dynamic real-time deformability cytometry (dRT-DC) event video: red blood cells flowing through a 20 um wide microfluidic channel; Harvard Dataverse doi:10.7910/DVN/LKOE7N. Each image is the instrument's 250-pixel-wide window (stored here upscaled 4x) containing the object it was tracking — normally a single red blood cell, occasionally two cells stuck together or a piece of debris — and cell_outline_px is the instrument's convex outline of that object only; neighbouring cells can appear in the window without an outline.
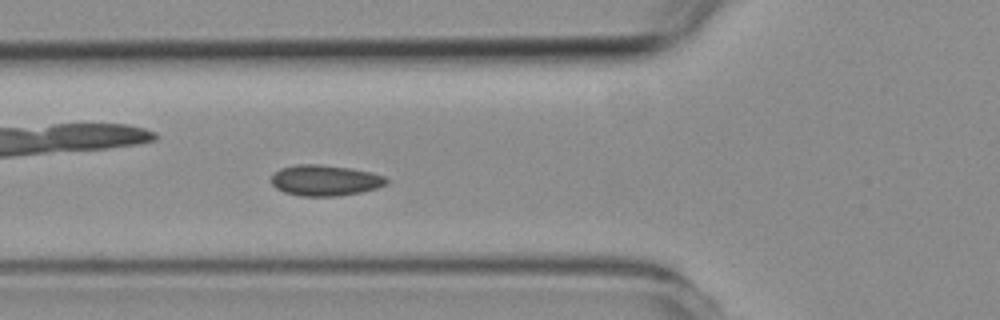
{"species": "common noctule bat (a hibernating species)", "species_latin": "Nyctalus noctula", "temperature_condition": "room temperature", "stored_images_in_passage": 6, "camera_frame_rate_fps": 3000, "um_per_image_px": 0.085, "animal": {"sex": "female", "body_mass_g": 19.3, "forearm_length_mm": 54.1}, "frame": {"image": 1, "passage_image": 6, "time_ms": 6.667, "image_size_px": [1000, 320], "cell_outline_px": [[388, 184], [376, 188], [360, 192], [340, 196], [300, 196], [284, 192], [276, 188], [272, 184], [272, 176], [280, 168], [296, 164], [320, 164], [352, 168], [372, 172], [384, 176], [388, 180]], "centroid_in_image_um": [27.65, 15.33], "position_along_channel_um": 98.2, "area_um2": 20.81}}